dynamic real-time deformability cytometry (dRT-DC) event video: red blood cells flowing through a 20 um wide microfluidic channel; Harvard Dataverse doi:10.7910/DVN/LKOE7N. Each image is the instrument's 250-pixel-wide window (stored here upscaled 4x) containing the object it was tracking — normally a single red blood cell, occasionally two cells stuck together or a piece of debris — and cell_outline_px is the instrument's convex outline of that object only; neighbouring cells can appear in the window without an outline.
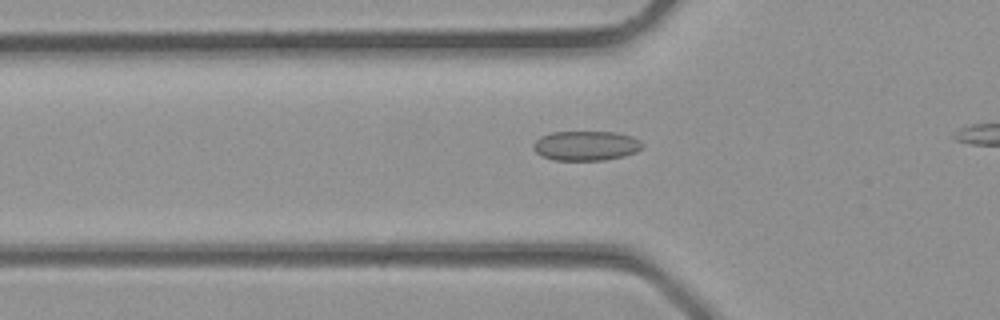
{"species": "common noctule bat (a hibernating species)", "species_latin": "Nyctalus noctula", "temperature_condition": "room temperature", "stored_images_in_passage": 7, "camera_frame_rate_fps": 3000, "um_per_image_px": 0.085, "animal": {"sex": "male", "body_mass_g": 23.1, "forearm_length_mm": 52.7}, "frame": {"image": 1, "passage_image": 3, "time_ms": 0.667, "image_size_px": [1000, 320], "cell_outline_px": [[644, 148], [636, 152], [624, 156], [604, 160], [552, 160], [536, 152], [532, 148], [532, 144], [540, 136], [552, 132], [616, 132], [632, 136], [640, 140], [644, 144]], "centroid_in_image_um": [49.83, 12.38], "position_along_channel_um": 76.0, "area_um2": 19.02}}
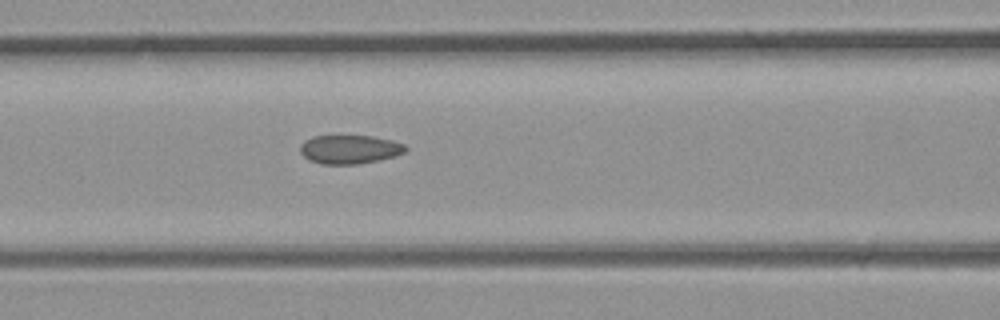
{"frame": {"image": 2, "passage_image": 6, "time_ms": 1.667, "image_size_px": [1000, 320], "cell_outline_px": [[408, 148], [404, 152], [396, 156], [380, 160], [356, 164], [320, 164], [308, 160], [300, 152], [300, 144], [304, 140], [312, 136], [372, 136], [392, 140], [404, 144]], "centroid_in_image_um": [29.71, 12.7], "position_along_channel_um": 136.9, "area_um2": 17.8}}